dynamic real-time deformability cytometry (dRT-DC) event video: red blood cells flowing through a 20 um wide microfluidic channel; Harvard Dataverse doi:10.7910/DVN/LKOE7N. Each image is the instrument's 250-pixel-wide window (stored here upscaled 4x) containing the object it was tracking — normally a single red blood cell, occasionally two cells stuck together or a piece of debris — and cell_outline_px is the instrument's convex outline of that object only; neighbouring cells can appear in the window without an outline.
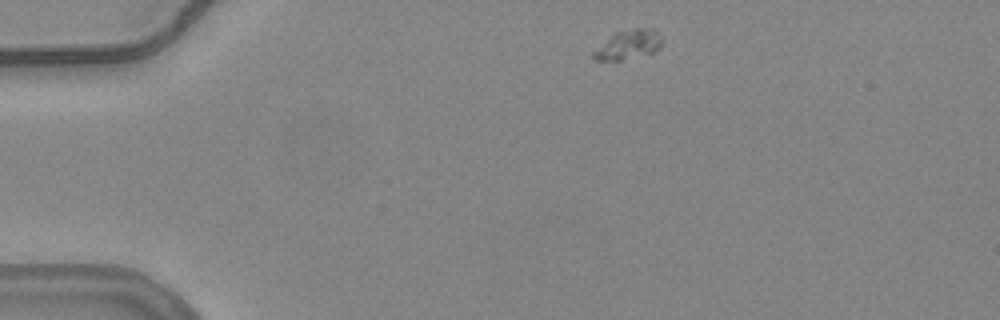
{"species": "common noctule bat (a hibernating species)", "species_latin": "Nyctalus noctula", "temperature_condition": "warm", "stored_images_in_passage": 41, "camera_frame_rate_fps": 3000, "um_per_image_px": 0.085, "animal": {"sex": "female", "body_mass_g": 24.6, "forearm_length_mm": 56.2}, "frame": {"image": 1, "passage_image": 1, "time_ms": 0.0, "image_size_px": [1000, 320], "cell_outline_px": [[664, 40], [652, 52], [620, 60], [596, 60], [592, 56], [592, 52], [616, 32], [636, 28], [656, 28]], "centroid_in_image_um": [53.44, 3.77], "position_along_channel_um": 31.6, "area_um2": 11.39}}
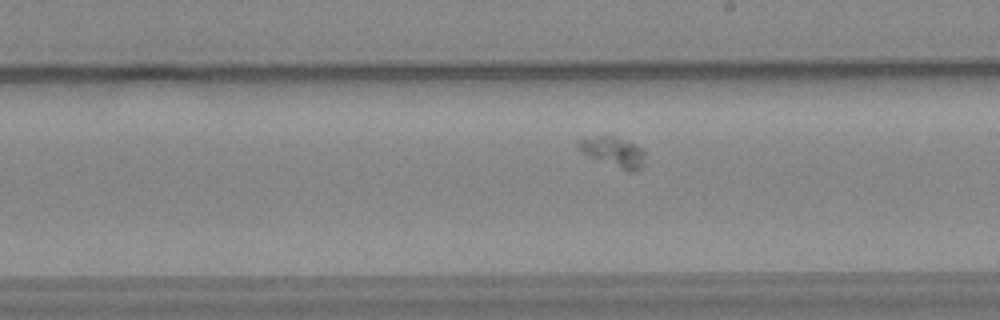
{"frame": {"image": 2, "passage_image": 23, "time_ms": 7.333, "image_size_px": [1000, 320], "cell_outline_px": [[644, 156], [640, 168], [632, 172], [628, 172], [588, 156], [580, 148], [580, 140], [596, 136], [612, 136], [636, 144], [644, 152]], "centroid_in_image_um": [52.18, 12.93], "position_along_channel_um": 236.8, "area_um2": 11.16}}
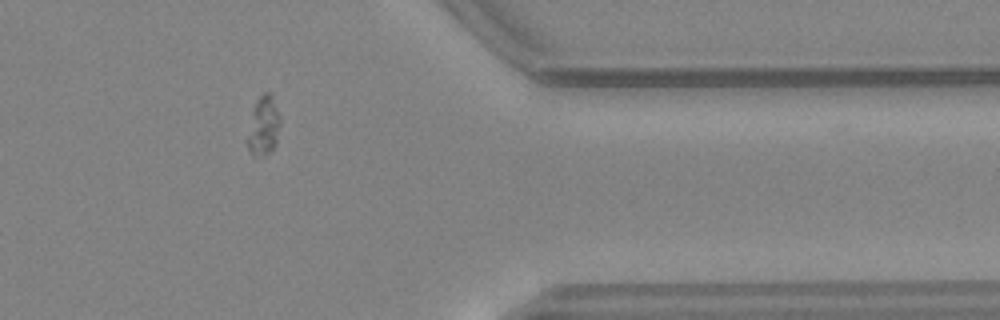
{"frame": {"image": 3, "passage_image": 37, "time_ms": 12.0, "image_size_px": [1000, 320], "cell_outline_px": [[280, 124], [276, 144], [264, 156], [256, 156], [248, 148], [244, 140], [252, 108], [256, 100], [264, 92], [272, 92], [280, 116]], "centroid_in_image_um": [22.36, 10.66], "position_along_channel_um": 389.0, "area_um2": 11.79}}